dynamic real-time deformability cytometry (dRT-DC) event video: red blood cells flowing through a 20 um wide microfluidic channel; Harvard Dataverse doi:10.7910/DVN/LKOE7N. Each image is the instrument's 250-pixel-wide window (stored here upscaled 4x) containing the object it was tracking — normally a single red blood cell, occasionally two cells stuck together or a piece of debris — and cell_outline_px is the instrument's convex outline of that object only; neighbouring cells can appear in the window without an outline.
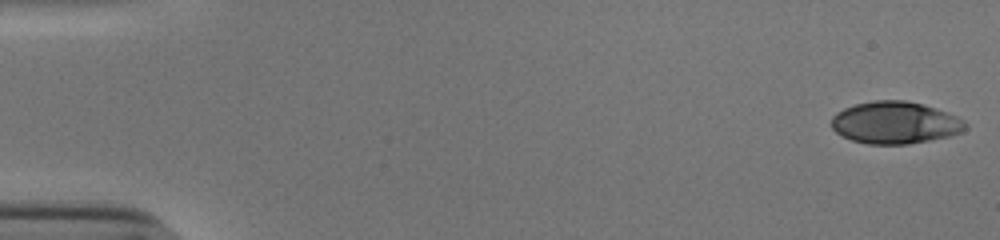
{"species": "human", "species_latin": "Homo sapiens", "temperature_condition": "cold", "stored_images_in_passage": 30, "camera_frame_rate_fps": 3000, "um_per_image_px": 0.085, "donor": {"sex": "male"}, "frame": {"image": 1, "passage_image": 1, "time_ms": 0.0, "image_size_px": [1000, 240], "cell_outline_px": [[968, 128], [960, 132], [948, 136], [908, 144], [868, 144], [852, 140], [836, 132], [832, 128], [832, 116], [836, 112], [844, 108], [856, 104], [872, 100], [904, 100], [936, 108], [956, 116], [964, 120], [968, 124]], "centroid_in_image_um": [76.08, 10.42], "position_along_channel_um": 8.9, "area_um2": 32.77}}
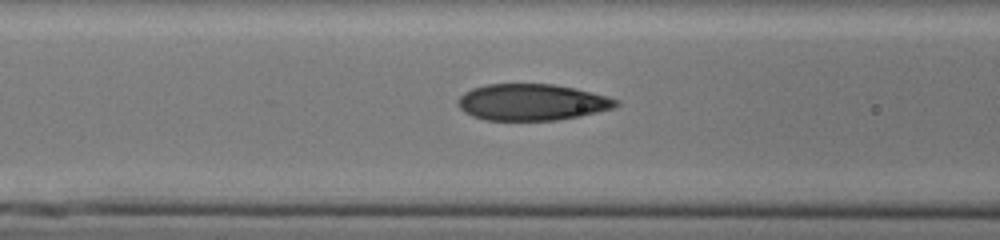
{"frame": {"image": 2, "passage_image": 22, "time_ms": 7.0, "image_size_px": [1000, 240], "cell_outline_px": [[620, 104], [616, 108], [580, 116], [556, 120], [484, 120], [472, 116], [464, 112], [456, 104], [456, 100], [464, 92], [472, 88], [488, 84], [552, 84], [572, 88], [608, 96], [620, 100]], "centroid_in_image_um": [45.21, 8.69], "position_along_channel_um": 121.4, "area_um2": 33.76}}
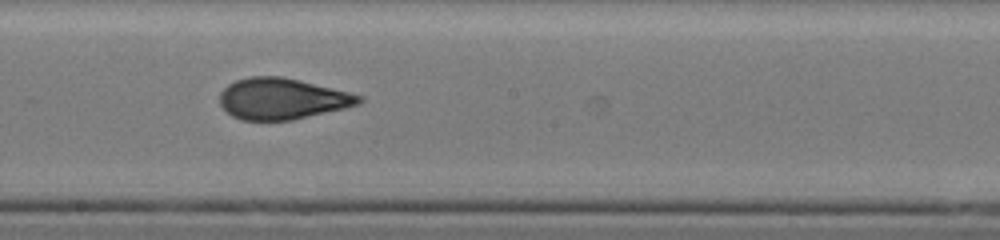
{"frame": {"image": 3, "passage_image": 30, "time_ms": 9.667, "image_size_px": [1000, 240], "cell_outline_px": [[364, 100], [360, 104], [344, 108], [292, 120], [240, 120], [232, 116], [220, 104], [220, 92], [228, 84], [236, 80], [252, 76], [280, 76], [300, 80], [364, 96]], "centroid_in_image_um": [23.98, 8.39], "position_along_channel_um": 224.2, "area_um2": 33.29}}